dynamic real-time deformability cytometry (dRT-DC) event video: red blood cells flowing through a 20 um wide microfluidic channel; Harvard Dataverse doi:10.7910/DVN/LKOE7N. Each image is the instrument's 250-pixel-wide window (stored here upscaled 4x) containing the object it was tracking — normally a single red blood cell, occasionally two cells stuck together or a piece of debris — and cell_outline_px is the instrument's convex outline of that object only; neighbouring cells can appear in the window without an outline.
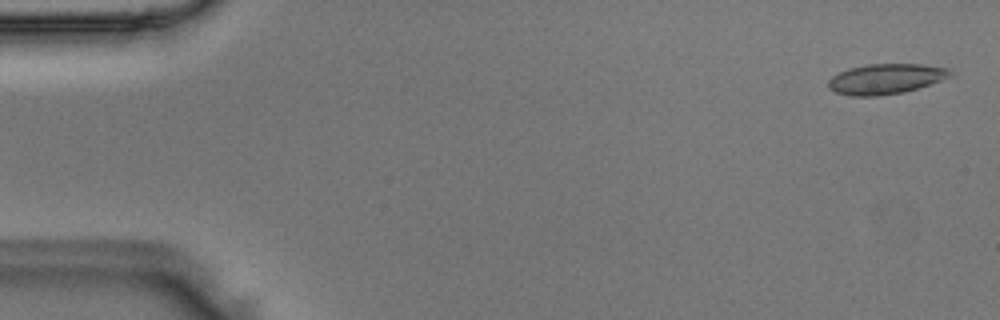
{"species": "Egyptian fruit bat (a non-hibernating species)", "species_latin": "Rousettus aegyptiacus", "temperature_condition": "room temperature", "stored_images_in_passage": 46, "camera_frame_rate_fps": 3000, "um_per_image_px": 0.085, "animal": {"sex": "male"}, "frame": {"image": 1, "passage_image": 2, "time_ms": 0.333, "image_size_px": [1000, 320], "cell_outline_px": [[952, 76], [916, 88], [900, 92], [880, 96], [848, 96], [836, 92], [828, 88], [828, 80], [832, 76], [848, 68], [868, 64], [920, 64], [952, 68]], "centroid_in_image_um": [75.27, 6.7], "position_along_channel_um": 9.7, "area_um2": 21.44}}
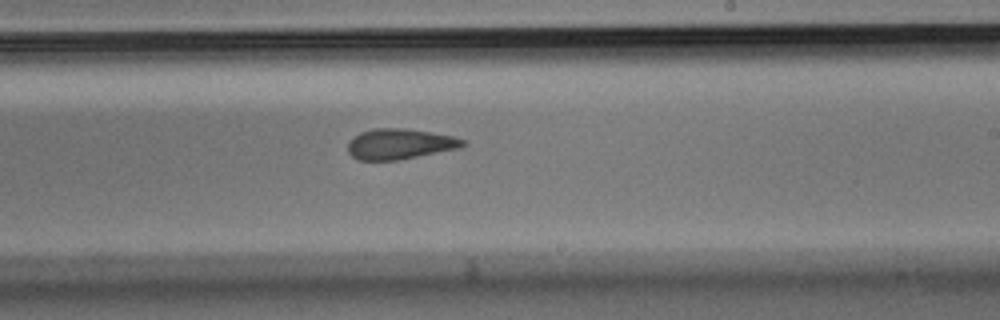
{"frame": {"image": 2, "passage_image": 30, "time_ms": 9.667, "image_size_px": [1000, 320], "cell_outline_px": [[468, 144], [460, 148], [400, 160], [360, 160], [352, 156], [348, 152], [348, 144], [360, 132], [372, 128], [404, 128], [456, 136], [464, 140]], "centroid_in_image_um": [34.03, 12.24], "position_along_channel_um": 255.0, "area_um2": 20.52}}
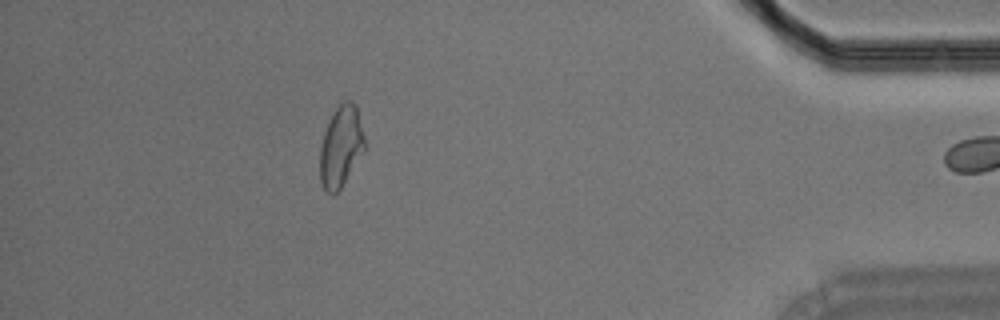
{"frame": {"image": 3, "passage_image": 45, "time_ms": 14.667, "image_size_px": [1000, 320], "cell_outline_px": [[364, 152], [340, 188], [332, 196], [324, 192], [320, 180], [320, 148], [324, 132], [336, 108], [344, 100], [352, 100], [356, 104], [364, 136]], "centroid_in_image_um": [28.97, 12.47], "position_along_channel_um": 406.2, "area_um2": 21.04}}